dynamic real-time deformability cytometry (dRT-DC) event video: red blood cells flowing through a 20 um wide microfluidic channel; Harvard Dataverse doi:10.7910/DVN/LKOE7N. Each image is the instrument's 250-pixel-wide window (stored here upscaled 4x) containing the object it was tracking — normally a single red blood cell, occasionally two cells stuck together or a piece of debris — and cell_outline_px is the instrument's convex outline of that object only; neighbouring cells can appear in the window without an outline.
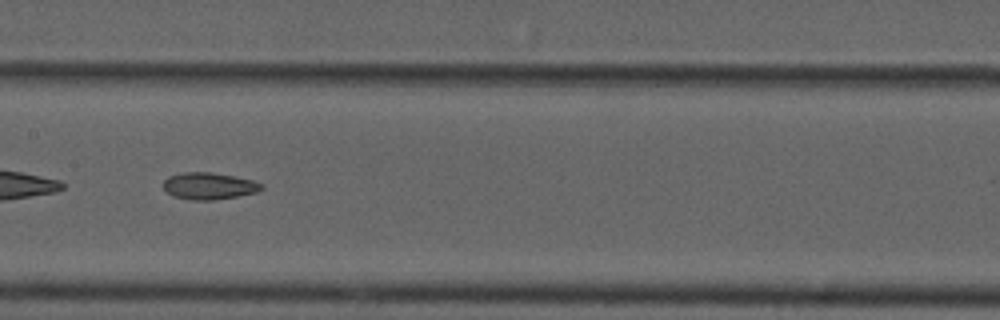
{"species": "common noctule bat (a hibernating species)", "species_latin": "Nyctalus noctula", "temperature_condition": "cold", "stored_images_in_passage": 47, "camera_frame_rate_fps": 3000, "um_per_image_px": 0.085, "animal": {"sex": "male", "forearm_length_mm": 52.5}, "frame": {"image": 1, "passage_image": 27, "time_ms": 8.667, "image_size_px": [1000, 320], "cell_outline_px": [[264, 188], [256, 192], [216, 200], [192, 200], [172, 196], [164, 188], [164, 180], [168, 176], [180, 172], [212, 172], [252, 180], [264, 184]], "centroid_in_image_um": [17.75, 15.8], "position_along_channel_um": 189.6, "area_um2": 15.37}}
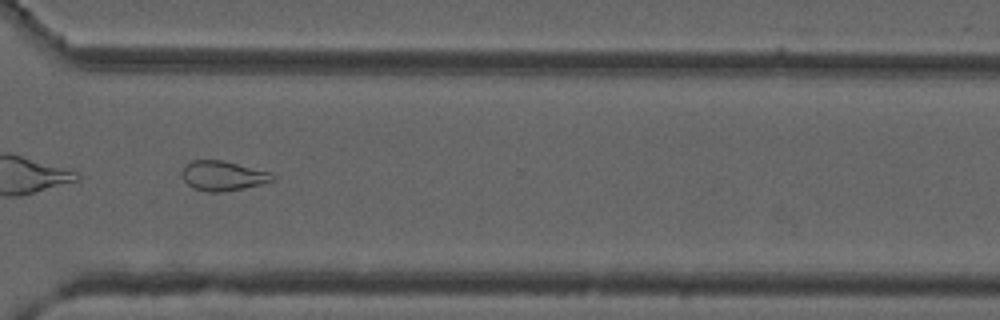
{"frame": {"image": 2, "passage_image": 40, "time_ms": 13.0, "image_size_px": [1000, 320], "cell_outline_px": [[276, 180], [244, 188], [220, 192], [208, 192], [192, 188], [184, 180], [180, 172], [192, 160], [220, 160], [272, 172], [276, 176]], "centroid_in_image_um": [18.97, 14.95], "position_along_channel_um": 351.6, "area_um2": 15.66}}